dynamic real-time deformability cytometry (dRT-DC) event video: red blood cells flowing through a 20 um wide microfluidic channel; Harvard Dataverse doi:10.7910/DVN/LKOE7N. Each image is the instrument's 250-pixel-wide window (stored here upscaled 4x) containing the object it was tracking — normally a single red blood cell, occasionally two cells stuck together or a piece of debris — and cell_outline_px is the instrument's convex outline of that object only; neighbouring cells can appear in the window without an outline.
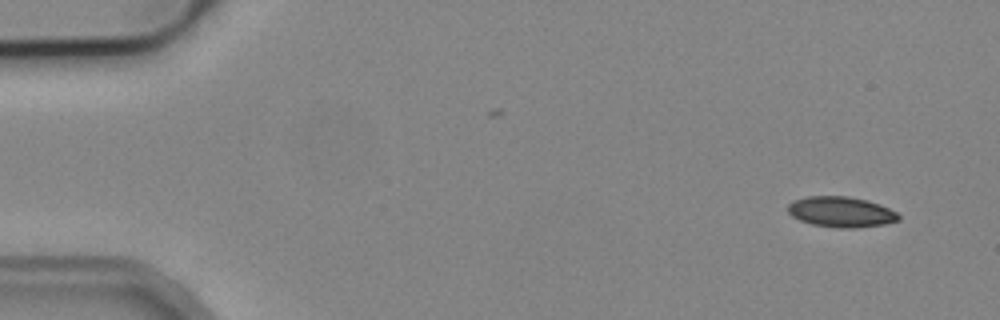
{"species": "common noctule bat (a hibernating species)", "species_latin": "Nyctalus noctula", "temperature_condition": "cold", "stored_images_in_passage": 4, "camera_frame_rate_fps": 3000, "um_per_image_px": 0.085, "animal": {"sex": "male", "body_mass_g": 19.2, "forearm_length_mm": 51.8}, "frame": {"image": 1, "passage_image": 1, "time_ms": 0.0, "image_size_px": [1000, 320], "cell_outline_px": [[900, 220], [884, 224], [852, 228], [836, 228], [812, 224], [800, 220], [792, 216], [788, 212], [788, 204], [792, 200], [808, 196], [848, 196], [868, 200], [880, 204], [896, 212], [900, 216]], "centroid_in_image_um": [71.48, 18.0], "position_along_channel_um": 13.5, "area_um2": 19.77}}